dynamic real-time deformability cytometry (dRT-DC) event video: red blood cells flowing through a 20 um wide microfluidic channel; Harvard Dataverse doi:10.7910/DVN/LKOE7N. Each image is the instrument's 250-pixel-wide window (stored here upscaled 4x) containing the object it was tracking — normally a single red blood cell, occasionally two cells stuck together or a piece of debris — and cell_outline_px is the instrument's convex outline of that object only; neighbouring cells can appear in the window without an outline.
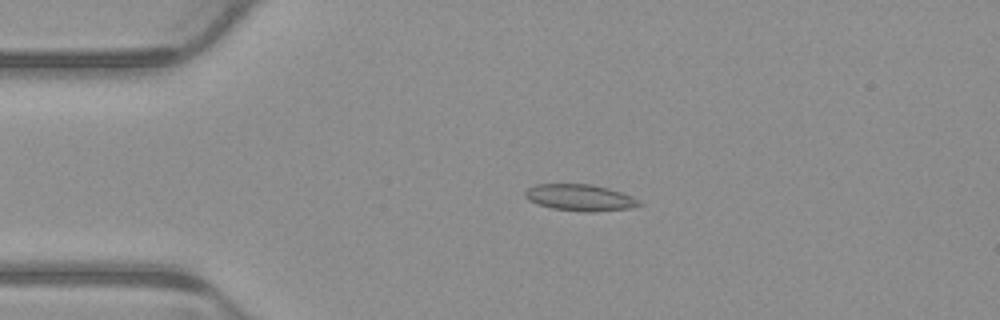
{"species": "common noctule bat (a hibernating species)", "species_latin": "Nyctalus noctula", "temperature_condition": "warm", "stored_images_in_passage": 5, "camera_frame_rate_fps": 3000, "um_per_image_px": 0.085, "animal": {"sex": "male", "body_mass_g": 23.1, "forearm_length_mm": 52.7}, "frame": {"image": 1, "passage_image": 4, "time_ms": 1.0, "image_size_px": [1000, 320], "cell_outline_px": [[644, 204], [632, 208], [592, 212], [584, 212], [552, 208], [536, 204], [528, 200], [524, 196], [524, 192], [528, 188], [536, 184], [592, 184], [608, 188], [632, 196], [640, 200]], "centroid_in_image_um": [49.31, 16.8], "position_along_channel_um": 35.7, "area_um2": 17.8}}